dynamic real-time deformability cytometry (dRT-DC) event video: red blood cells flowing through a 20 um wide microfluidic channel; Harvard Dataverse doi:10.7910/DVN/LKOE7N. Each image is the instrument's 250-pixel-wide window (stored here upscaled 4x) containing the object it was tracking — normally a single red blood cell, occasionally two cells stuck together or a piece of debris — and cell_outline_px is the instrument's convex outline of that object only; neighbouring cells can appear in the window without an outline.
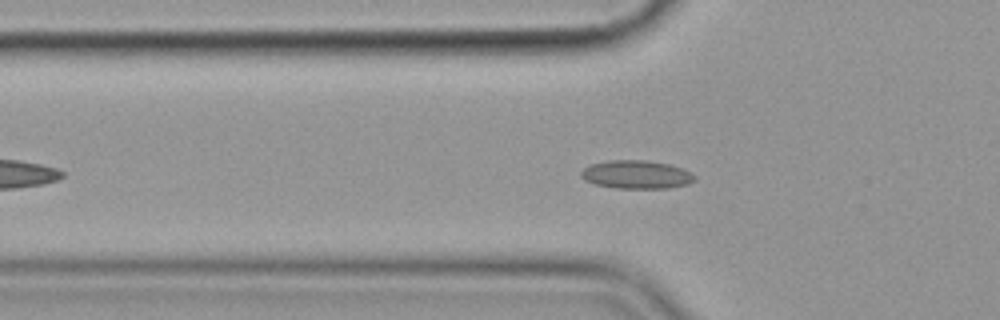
{"species": "common noctule bat (a hibernating species)", "species_latin": "Nyctalus noctula", "temperature_condition": "cold", "stored_images_in_passage": 52, "camera_frame_rate_fps": 3000, "um_per_image_px": 0.085, "animal": {"sex": "female", "body_mass_g": 19.9}, "frame": {"image": 1, "passage_image": 13, "time_ms": 4.0, "image_size_px": [1000, 320], "cell_outline_px": [[696, 180], [688, 184], [668, 188], [616, 188], [592, 184], [584, 180], [580, 176], [580, 172], [584, 168], [592, 164], [608, 160], [644, 160], [668, 164], [680, 168], [696, 176]], "centroid_in_image_um": [54.05, 14.84], "position_along_channel_um": 71.7, "area_um2": 18.73}}
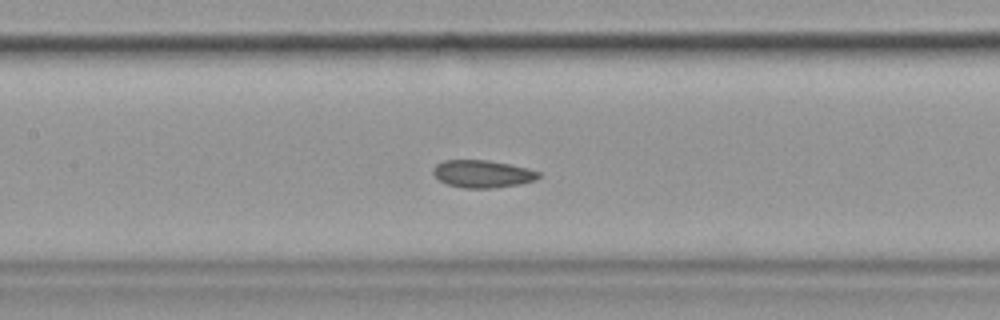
{"frame": {"image": 2, "passage_image": 21, "time_ms": 6.667, "image_size_px": [1000, 320], "cell_outline_px": [[540, 176], [536, 180], [520, 184], [492, 188], [464, 188], [448, 184], [440, 180], [432, 172], [432, 168], [436, 164], [444, 160], [488, 160], [528, 168], [540, 172]], "centroid_in_image_um": [41.02, 14.77], "position_along_channel_um": 166.4, "area_um2": 16.88}}
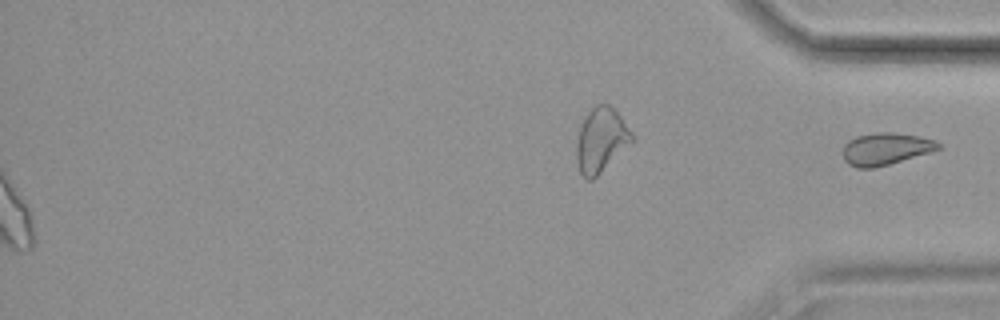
{"frame": {"image": 3, "passage_image": 52, "time_ms": 17.0, "image_size_px": [1000, 320], "cell_outline_px": [[940, 148], [932, 152], [888, 164], [872, 168], [856, 168], [848, 164], [844, 160], [844, 144], [848, 140], [856, 136], [876, 132], [892, 132], [920, 136], [936, 140], [940, 144]], "centroid_in_image_um": [75.28, 12.64], "position_along_channel_um": 359.9, "area_um2": 17.92}}